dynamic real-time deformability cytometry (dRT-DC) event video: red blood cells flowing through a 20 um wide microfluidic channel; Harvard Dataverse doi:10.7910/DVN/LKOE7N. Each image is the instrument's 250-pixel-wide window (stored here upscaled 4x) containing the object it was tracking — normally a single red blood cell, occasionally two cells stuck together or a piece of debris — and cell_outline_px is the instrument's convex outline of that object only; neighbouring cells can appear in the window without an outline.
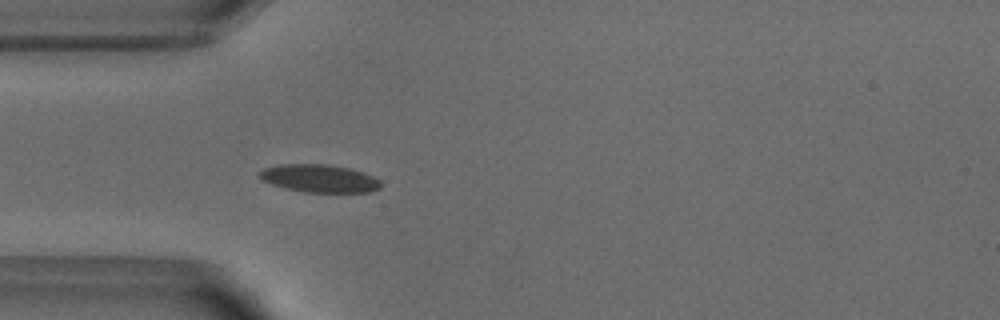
{"species": "common noctule bat (a hibernating species)", "species_latin": "Nyctalus noctula", "temperature_condition": "warm", "stored_images_in_passage": 35, "camera_frame_rate_fps": 3000, "um_per_image_px": 0.085, "animal": {"sex": "male", "body_mass_g": 18.8}, "frame": {"image": 1, "passage_image": 6, "time_ms": 1.667, "image_size_px": [1000, 320], "cell_outline_px": [[380, 188], [372, 192], [304, 192], [284, 188], [260, 180], [260, 172], [264, 168], [280, 164], [324, 164], [352, 168], [364, 172], [380, 180]], "centroid_in_image_um": [27.16, 15.16], "position_along_channel_um": 57.8, "area_um2": 19.77}, "authors_computed_cell_mechanics": {"area_um2": 19.7676, "velocity_mm_per_s": 3.85, "shape_relaxation_time_tau1_ms": 4.5938, "shape_relaxation_time_tau2_ms": 0.9097, "deformation_change_tau1": 0.129, "deformation_change_tau2": 0.054}}